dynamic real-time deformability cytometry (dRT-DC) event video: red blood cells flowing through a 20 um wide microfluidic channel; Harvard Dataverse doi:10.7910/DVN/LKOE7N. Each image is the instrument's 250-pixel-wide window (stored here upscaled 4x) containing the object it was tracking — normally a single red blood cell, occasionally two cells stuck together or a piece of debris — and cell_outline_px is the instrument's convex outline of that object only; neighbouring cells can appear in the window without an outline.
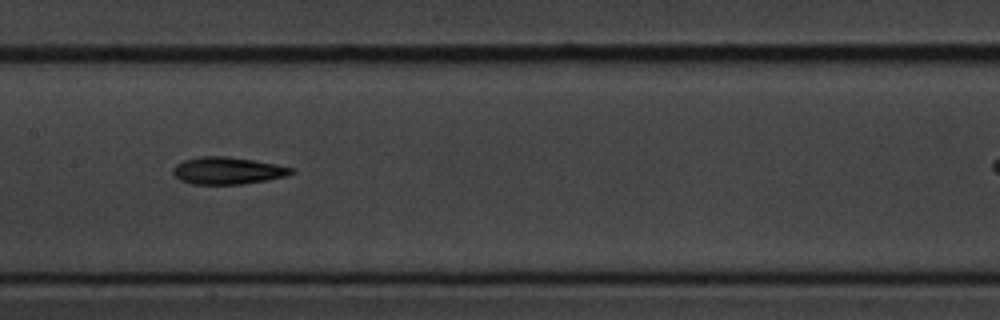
{"species": "common noctule bat (a hibernating species)", "species_latin": "Nyctalus noctula", "temperature_condition": "cold", "stored_images_in_passage": 11, "camera_frame_rate_fps": 3000, "um_per_image_px": 0.085, "animal": {"sex": "male", "body_mass_g": 20.1, "forearm_length_mm": 53.5}, "frame": {"image": 1, "passage_image": 7, "time_ms": 7.0, "image_size_px": [1000, 320], "cell_outline_px": [[292, 172], [284, 176], [264, 180], [240, 184], [192, 184], [180, 180], [172, 172], [172, 168], [176, 164], [184, 160], [200, 156], [224, 156], [252, 160], [292, 168]], "centroid_in_image_um": [19.24, 14.5], "position_along_channel_um": 188.2, "area_um2": 18.26}}
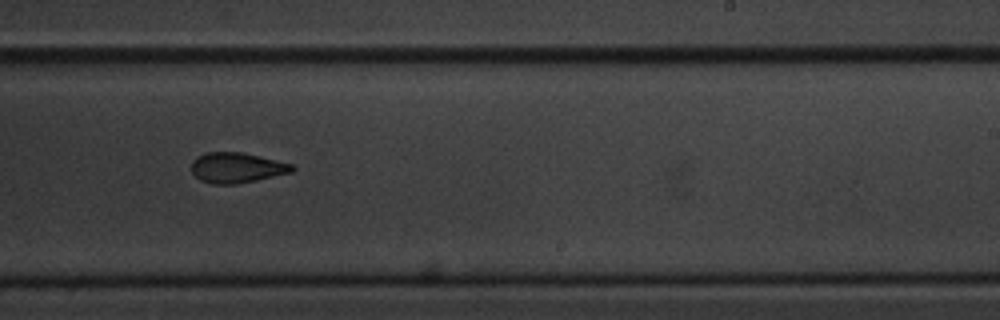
{"frame": {"image": 2, "passage_image": 10, "time_ms": 11.333, "image_size_px": [1000, 320], "cell_outline_px": [[296, 168], [292, 172], [256, 180], [236, 184], [212, 184], [200, 180], [192, 172], [192, 160], [196, 156], [208, 152], [240, 152], [292, 164]], "centroid_in_image_um": [20.09, 14.26], "position_along_channel_um": 268.9, "area_um2": 17.63}}
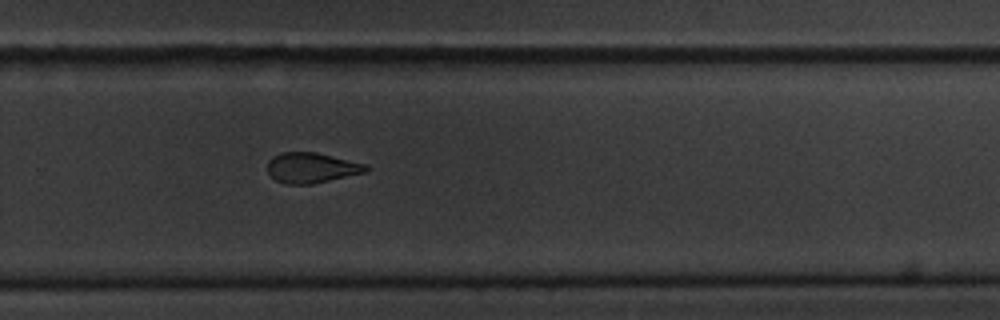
{"frame": {"image": 3, "passage_image": 11, "time_ms": 12.333, "image_size_px": [1000, 320], "cell_outline_px": [[368, 172], [312, 184], [284, 184], [276, 180], [268, 172], [268, 160], [272, 156], [280, 152], [316, 152], [368, 164]], "centroid_in_image_um": [26.5, 14.25], "position_along_channel_um": 303.3, "area_um2": 17.57}}